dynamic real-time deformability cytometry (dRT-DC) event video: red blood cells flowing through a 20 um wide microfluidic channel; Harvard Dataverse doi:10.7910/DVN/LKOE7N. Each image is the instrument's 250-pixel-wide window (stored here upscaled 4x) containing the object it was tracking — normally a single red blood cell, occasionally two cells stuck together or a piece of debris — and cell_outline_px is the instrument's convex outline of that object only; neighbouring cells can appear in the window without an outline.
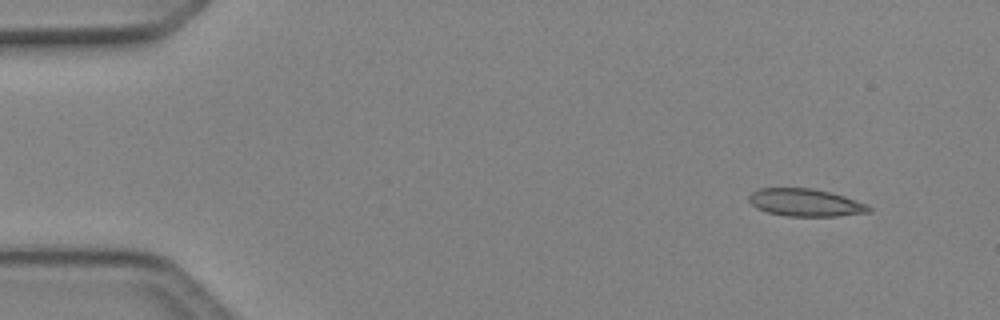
{"species": "Egyptian fruit bat (a non-hibernating species)", "species_latin": "Rousettus aegyptiacus", "temperature_condition": "cold", "stored_images_in_passage": 46, "camera_frame_rate_fps": 3000, "um_per_image_px": 0.085, "animal": {"sex": "female"}, "frame": {"image": 1, "passage_image": 1, "time_ms": 0.0, "image_size_px": [1000, 320], "cell_outline_px": [[872, 212], [840, 216], [788, 216], [768, 212], [756, 208], [748, 200], [748, 196], [752, 192], [760, 188], [812, 188], [832, 192], [868, 204], [872, 208]], "centroid_in_image_um": [68.5, 17.22], "position_along_channel_um": 16.5, "area_um2": 19.42}}
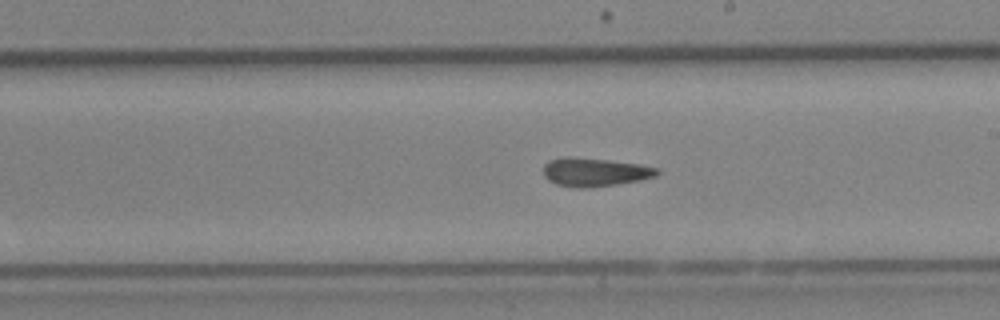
{"frame": {"image": 2, "passage_image": 25, "time_ms": 8.0, "image_size_px": [1000, 320], "cell_outline_px": [[660, 172], [656, 176], [640, 180], [616, 184], [588, 188], [576, 188], [556, 184], [548, 180], [544, 176], [544, 164], [548, 160], [568, 156], [608, 160], [640, 164], [660, 168]], "centroid_in_image_um": [50.56, 14.63], "position_along_channel_um": 238.4, "area_um2": 19.02}}
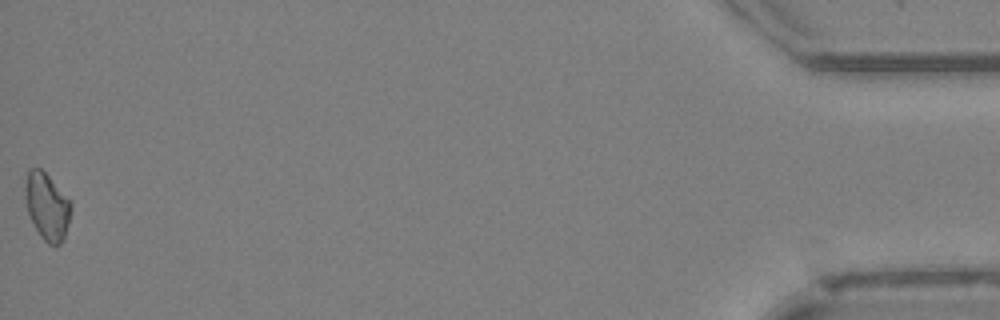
{"frame": {"image": 3, "passage_image": 46, "time_ms": 15.0, "image_size_px": [1000, 320], "cell_outline_px": [[72, 208], [64, 240], [56, 248], [48, 244], [44, 240], [36, 228], [28, 212], [24, 196], [24, 188], [28, 168], [40, 168], [72, 200]], "centroid_in_image_um": [4.02, 17.55], "position_along_channel_um": 431.2, "area_um2": 18.15}, "authors_computed_cell_mechanics": {"area_um2": 18.5249, "velocity_mm_per_s": 4.1115, "shape_relaxation_time_tau1_ms": null, "shape_relaxation_time_tau2_ms": 2.4291, "deformation_change_tau1": null, "deformation_change_tau2": 0.0831}}